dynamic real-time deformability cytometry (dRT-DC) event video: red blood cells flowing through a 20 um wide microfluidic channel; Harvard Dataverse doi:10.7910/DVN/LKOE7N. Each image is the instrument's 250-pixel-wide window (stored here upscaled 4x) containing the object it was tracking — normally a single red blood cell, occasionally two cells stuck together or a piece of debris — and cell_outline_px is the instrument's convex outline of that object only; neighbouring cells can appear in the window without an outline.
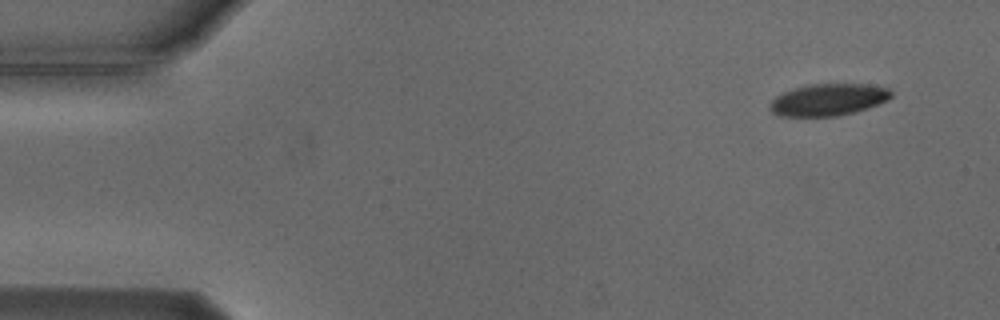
{"species": "Egyptian fruit bat (a non-hibernating species)", "species_latin": "Rousettus aegyptiacus", "temperature_condition": "cold", "stored_images_in_passage": 4, "camera_frame_rate_fps": 3000, "um_per_image_px": 0.085, "animal": {"sex": "male"}, "frame": {"image": 1, "passage_image": 1, "time_ms": 0.0, "image_size_px": [1000, 320], "cell_outline_px": [[892, 96], [888, 100], [868, 108], [856, 112], [836, 116], [780, 116], [772, 112], [768, 108], [768, 104], [776, 96], [784, 92], [804, 84], [864, 84], [892, 88]], "centroid_in_image_um": [70.41, 8.47], "position_along_channel_um": 14.6, "area_um2": 22.83}}
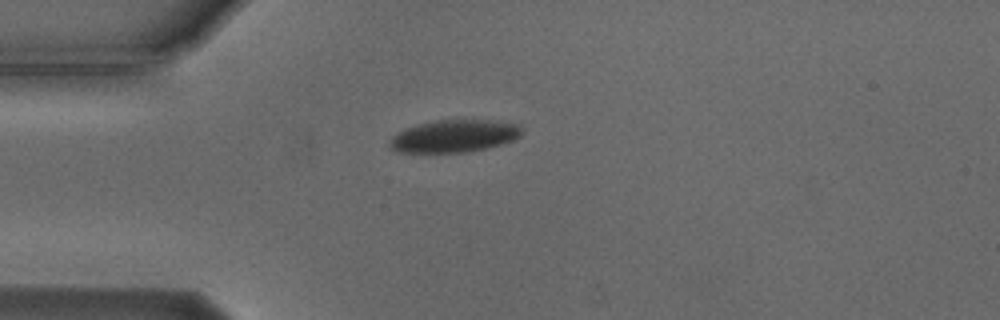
{"frame": {"image": 2, "passage_image": 4, "time_ms": 3.333, "image_size_px": [1000, 320], "cell_outline_px": [[524, 132], [520, 136], [512, 140], [500, 144], [468, 152], [400, 152], [388, 148], [388, 140], [396, 132], [404, 128], [416, 124], [436, 120], [488, 120], [520, 124], [524, 128]], "centroid_in_image_um": [38.57, 11.55], "position_along_channel_um": 46.4, "area_um2": 25.2}}